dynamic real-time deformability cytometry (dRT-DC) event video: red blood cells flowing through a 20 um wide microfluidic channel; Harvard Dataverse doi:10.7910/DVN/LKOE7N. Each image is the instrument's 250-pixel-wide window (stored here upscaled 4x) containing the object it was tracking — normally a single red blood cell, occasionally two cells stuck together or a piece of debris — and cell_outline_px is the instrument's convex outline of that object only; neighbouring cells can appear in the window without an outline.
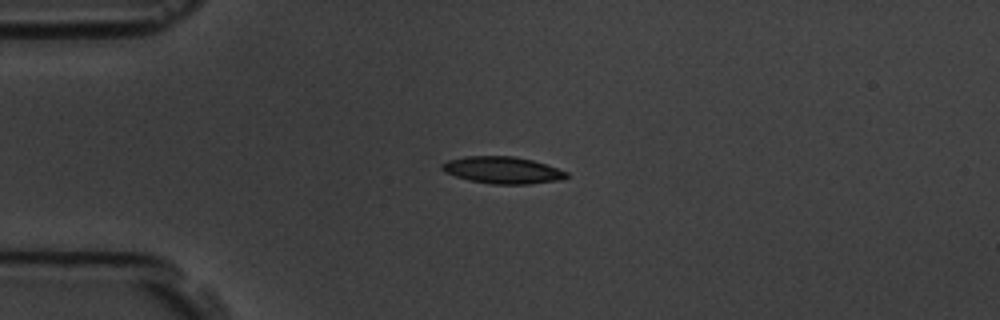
{"species": "common noctule bat (a hibernating species)", "species_latin": "Nyctalus noctula", "temperature_condition": "room temperature", "stored_images_in_passage": 4, "camera_frame_rate_fps": 3000, "um_per_image_px": 0.085, "animal": {"sex": "male", "body_mass_g": 19.5, "forearm_length_mm": 54.6}, "frame": {"image": 1, "passage_image": 3, "time_ms": 2.333, "image_size_px": [1000, 320], "cell_outline_px": [[568, 176], [560, 180], [528, 184], [492, 184], [468, 180], [444, 172], [440, 168], [440, 164], [448, 160], [464, 156], [512, 156], [532, 160], [568, 172]], "centroid_in_image_um": [42.66, 14.46], "position_along_channel_um": 42.3, "area_um2": 19.48}}